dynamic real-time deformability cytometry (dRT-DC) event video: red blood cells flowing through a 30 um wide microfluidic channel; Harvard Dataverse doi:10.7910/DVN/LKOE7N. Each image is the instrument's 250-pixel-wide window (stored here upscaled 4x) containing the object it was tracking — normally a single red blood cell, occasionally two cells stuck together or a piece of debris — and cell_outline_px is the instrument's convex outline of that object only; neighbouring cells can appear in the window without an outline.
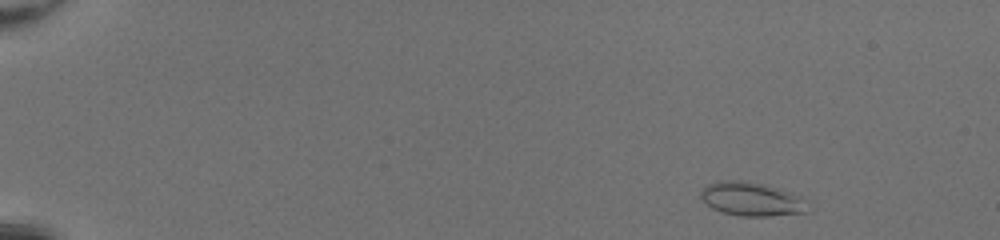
{"species": "common noctule bat (a hibernating species)", "species_latin": "Nyctalus noctula", "temperature_condition": "room temperature", "stored_images_in_passage": 47, "camera_frame_rate_fps": 3000, "um_per_image_px": 0.085, "animal": {"sex": "female", "body_mass_g": 20.0, "forearm_length_mm": 54.0}, "frame": {"image": 1, "passage_image": 3, "time_ms": 0.667, "image_size_px": [1000, 240], "cell_outline_px": [[808, 212], [768, 216], [740, 216], [724, 212], [712, 208], [700, 196], [700, 192], [708, 184], [720, 180], [744, 180], [764, 184], [780, 188], [792, 192], [808, 200]], "centroid_in_image_um": [63.94, 16.91], "position_along_channel_um": 21.1, "area_um2": 21.21}}
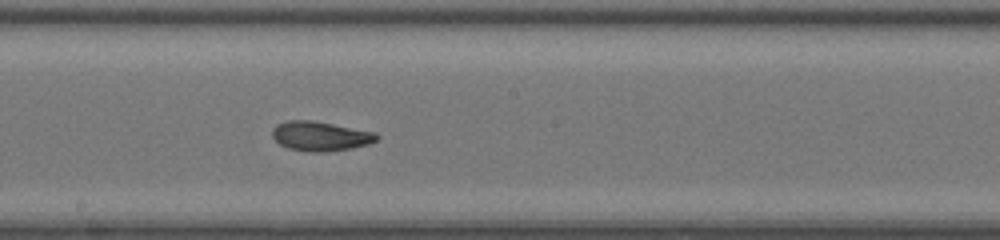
{"frame": {"image": 2, "passage_image": 27, "time_ms": 8.667, "image_size_px": [1000, 240], "cell_outline_px": [[380, 136], [376, 140], [368, 144], [352, 148], [320, 152], [308, 152], [288, 148], [280, 144], [272, 136], [272, 128], [276, 124], [288, 120], [312, 120], [376, 132]], "centroid_in_image_um": [27.22, 11.56], "position_along_channel_um": 221.0, "area_um2": 17.98}}
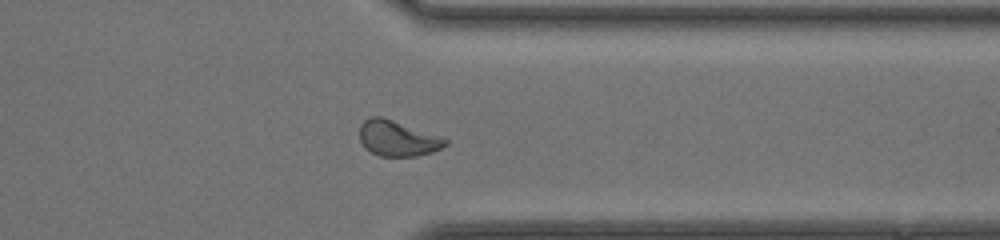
{"frame": {"image": 3, "passage_image": 38, "time_ms": 12.333, "image_size_px": [1000, 240], "cell_outline_px": [[448, 144], [432, 152], [416, 156], [380, 156], [364, 148], [360, 140], [360, 124], [364, 120], [372, 116], [380, 116], [444, 136], [448, 140]], "centroid_in_image_um": [33.82, 11.75], "position_along_channel_um": 377.6, "area_um2": 17.92}, "authors_computed_cell_mechanics": {"area_um2": 18.4382, "velocity_mm_per_s": 4.2971, "shape_relaxation_time_tau1_ms": null, "shape_relaxation_time_tau2_ms": 1.395, "deformation_change_tau1": null, "deformation_change_tau2": 0.0661}}